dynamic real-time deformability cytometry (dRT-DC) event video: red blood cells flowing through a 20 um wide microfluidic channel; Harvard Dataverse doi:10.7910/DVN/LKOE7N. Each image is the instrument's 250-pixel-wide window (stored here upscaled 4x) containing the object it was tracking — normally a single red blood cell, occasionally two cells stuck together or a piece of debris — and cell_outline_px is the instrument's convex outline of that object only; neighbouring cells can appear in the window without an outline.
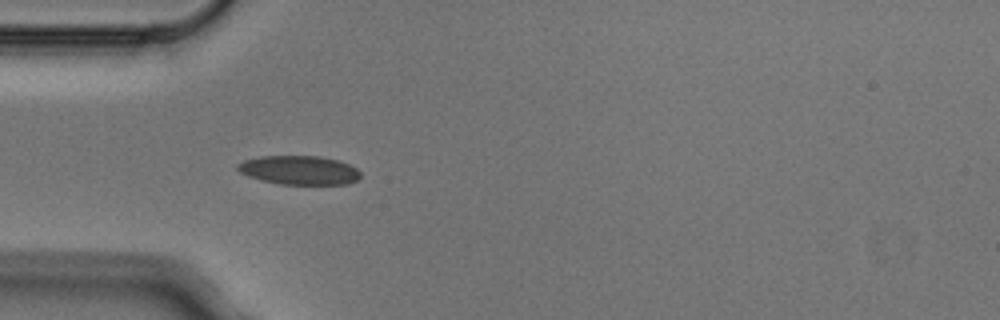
{"species": "Egyptian fruit bat (a non-hibernating species)", "species_latin": "Rousettus aegyptiacus", "temperature_condition": "cold", "stored_images_in_passage": 7, "camera_frame_rate_fps": 3000, "um_per_image_px": 0.085, "animal": {"sex": "male"}, "frame": {"image": 1, "passage_image": 3, "time_ms": 0.667, "image_size_px": [1000, 320], "cell_outline_px": [[360, 176], [356, 180], [348, 184], [280, 184], [248, 176], [240, 172], [236, 168], [236, 164], [244, 160], [260, 156], [320, 156], [340, 160], [356, 168], [360, 172]], "centroid_in_image_um": [25.43, 14.45], "position_along_channel_um": 59.6, "area_um2": 20.69}}
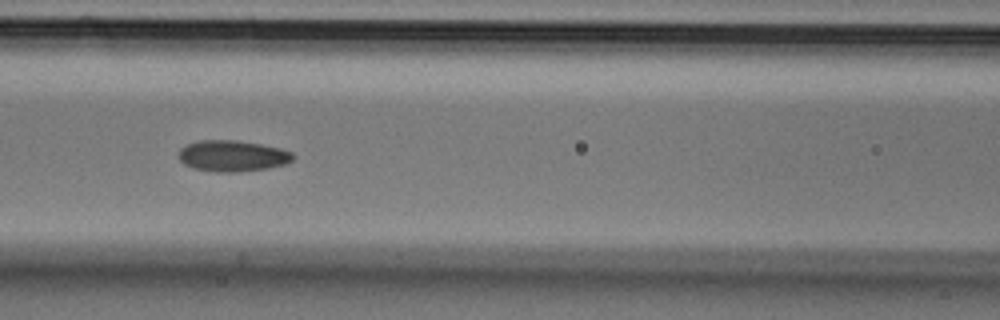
{"frame": {"image": 2, "passage_image": 5, "time_ms": 1.333, "image_size_px": [1000, 320], "cell_outline_px": [[296, 156], [288, 164], [268, 168], [236, 172], [216, 172], [192, 168], [184, 164], [180, 160], [180, 148], [188, 144], [200, 140], [236, 140], [260, 144], [280, 148], [292, 152]], "centroid_in_image_um": [19.79, 13.26], "position_along_channel_um": 146.8, "area_um2": 20.81}}
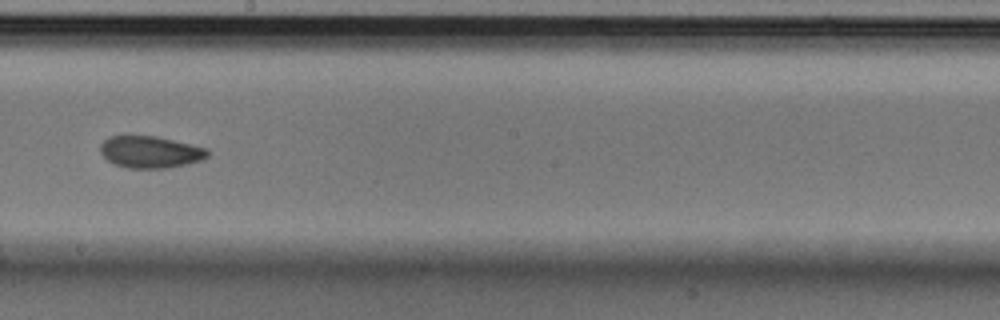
{"frame": {"image": 3, "passage_image": 7, "time_ms": 2.0, "image_size_px": [1000, 320], "cell_outline_px": [[208, 156], [200, 160], [168, 168], [128, 168], [112, 164], [100, 152], [100, 144], [108, 136], [156, 136], [208, 148]], "centroid_in_image_um": [12.74, 12.92], "position_along_channel_um": 235.5, "area_um2": 19.88}}